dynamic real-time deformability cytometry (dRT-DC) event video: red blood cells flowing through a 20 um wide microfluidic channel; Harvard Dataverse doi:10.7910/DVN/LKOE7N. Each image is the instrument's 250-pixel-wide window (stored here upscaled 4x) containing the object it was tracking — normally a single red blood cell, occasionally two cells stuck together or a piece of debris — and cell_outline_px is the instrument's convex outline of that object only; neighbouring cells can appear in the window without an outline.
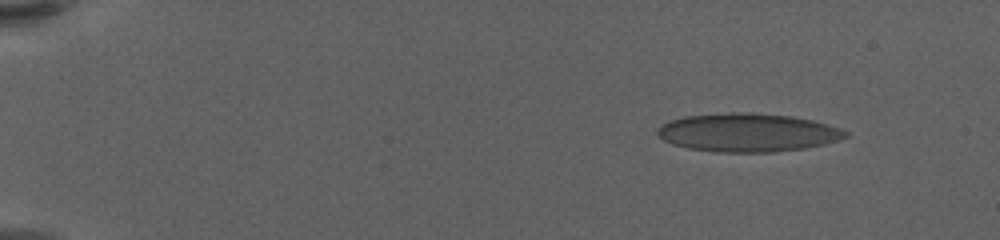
{"species": "human", "species_latin": "Homo sapiens", "temperature_condition": "warm", "stored_images_in_passage": 59, "camera_frame_rate_fps": 3000, "um_per_image_px": 0.085, "donor": {"sex": "female"}, "frame": {"image": 1, "passage_image": 7, "time_ms": 2.0, "image_size_px": [1000, 240], "cell_outline_px": [[848, 136], [824, 144], [804, 148], [776, 152], [716, 152], [688, 148], [672, 144], [664, 140], [656, 132], [656, 128], [660, 124], [684, 116], [728, 112], [752, 112], [792, 116], [812, 120], [828, 124], [840, 128], [848, 132]], "centroid_in_image_um": [63.53, 11.26], "position_along_channel_um": 21.5, "area_um2": 42.25}}
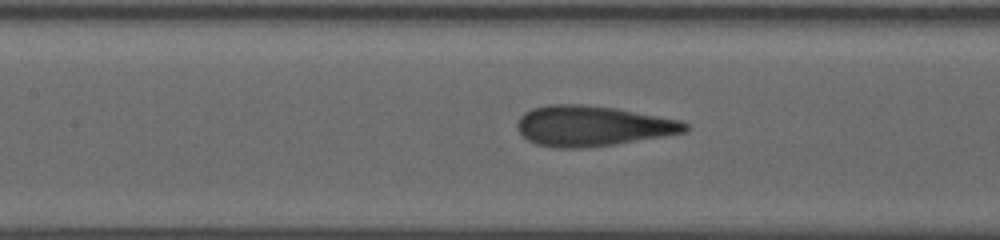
{"frame": {"image": 2, "passage_image": 29, "time_ms": 9.333, "image_size_px": [1000, 240], "cell_outline_px": [[688, 128], [684, 132], [664, 136], [616, 144], [584, 148], [552, 148], [536, 144], [528, 140], [516, 128], [516, 124], [520, 116], [524, 112], [532, 108], [548, 104], [584, 104], [616, 108], [680, 120], [688, 124]], "centroid_in_image_um": [50.32, 10.7], "position_along_channel_um": 157.1, "area_um2": 39.65}}
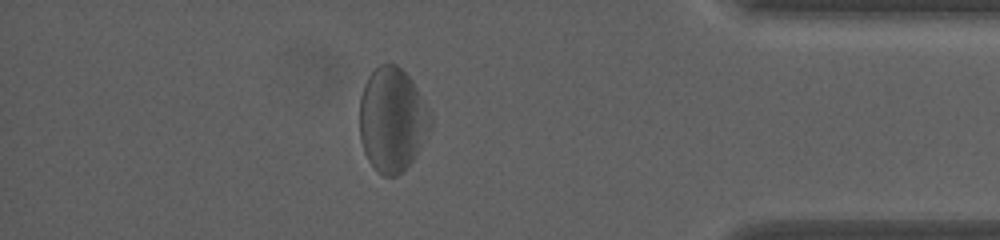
{"frame": {"image": 3, "passage_image": 52, "time_ms": 17.0, "image_size_px": [1000, 240], "cell_outline_px": [[432, 128], [428, 136], [412, 160], [396, 176], [384, 176], [368, 160], [364, 152], [360, 140], [360, 96], [364, 84], [368, 76], [380, 64], [396, 64], [412, 80], [428, 108], [432, 116]], "centroid_in_image_um": [33.35, 10.16], "position_along_channel_um": 401.9, "area_um2": 42.95}, "authors_computed_cell_mechanics": {"area_um2": 40.5756, "velocity_mm_per_s": 3.5484, "shape_relaxation_time_tau1_ms": 5.1021, "shape_relaxation_time_tau2_ms": 0.9823, "deformation_change_tau1": 0.1418, "deformation_change_tau2": 0.0907}}